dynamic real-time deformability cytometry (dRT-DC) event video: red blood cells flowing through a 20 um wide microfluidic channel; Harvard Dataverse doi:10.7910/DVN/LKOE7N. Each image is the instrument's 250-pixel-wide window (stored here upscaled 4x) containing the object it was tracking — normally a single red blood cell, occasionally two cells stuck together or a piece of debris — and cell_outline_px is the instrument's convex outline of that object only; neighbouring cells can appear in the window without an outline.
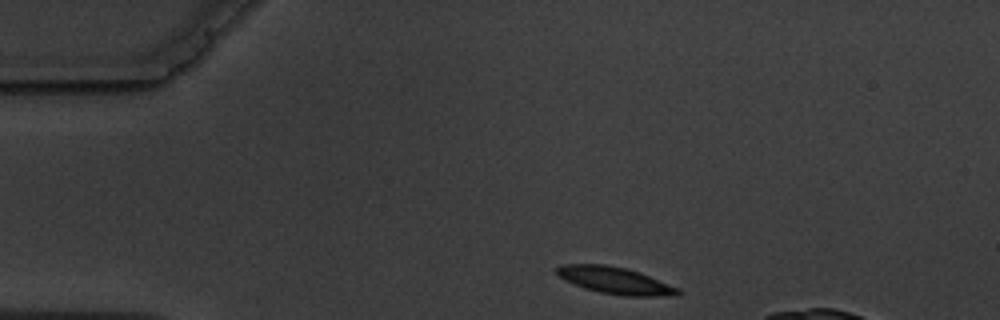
{"species": "common noctule bat (a hibernating species)", "species_latin": "Nyctalus noctula", "temperature_condition": "warm", "stored_images_in_passage": 9, "camera_frame_rate_fps": 3000, "um_per_image_px": 0.085, "animal": {"sex": "male", "body_mass_g": 19.5, "forearm_length_mm": 54.6}, "frame": {"image": 1, "passage_image": 1, "time_ms": 0.0, "image_size_px": [1000, 320], "cell_outline_px": [[680, 296], [624, 296], [600, 292], [584, 288], [564, 280], [556, 276], [556, 268], [564, 264], [604, 264], [624, 268], [640, 272], [680, 288]], "centroid_in_image_um": [52.3, 23.85], "position_along_channel_um": 32.7, "area_um2": 19.13}}
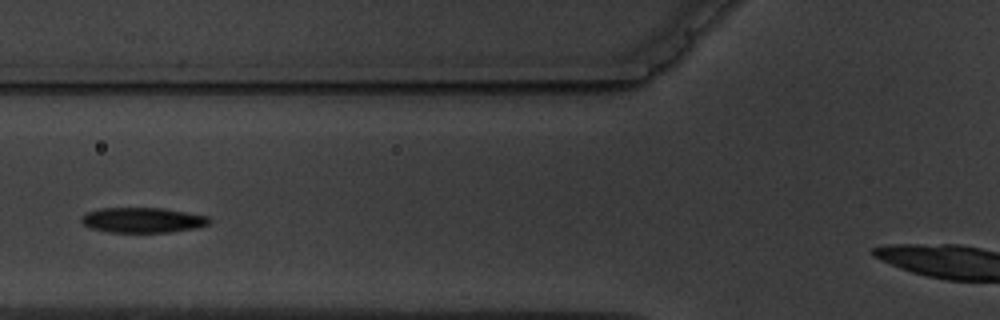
{"frame": {"image": 2, "passage_image": 4, "time_ms": 3.667, "image_size_px": [1000, 320], "cell_outline_px": [[212, 220], [208, 224], [196, 228], [168, 232], [108, 232], [88, 228], [80, 220], [88, 212], [100, 208], [164, 208], [208, 216]], "centroid_in_image_um": [12.13, 18.71], "position_along_channel_um": 113.7, "area_um2": 18.73}}